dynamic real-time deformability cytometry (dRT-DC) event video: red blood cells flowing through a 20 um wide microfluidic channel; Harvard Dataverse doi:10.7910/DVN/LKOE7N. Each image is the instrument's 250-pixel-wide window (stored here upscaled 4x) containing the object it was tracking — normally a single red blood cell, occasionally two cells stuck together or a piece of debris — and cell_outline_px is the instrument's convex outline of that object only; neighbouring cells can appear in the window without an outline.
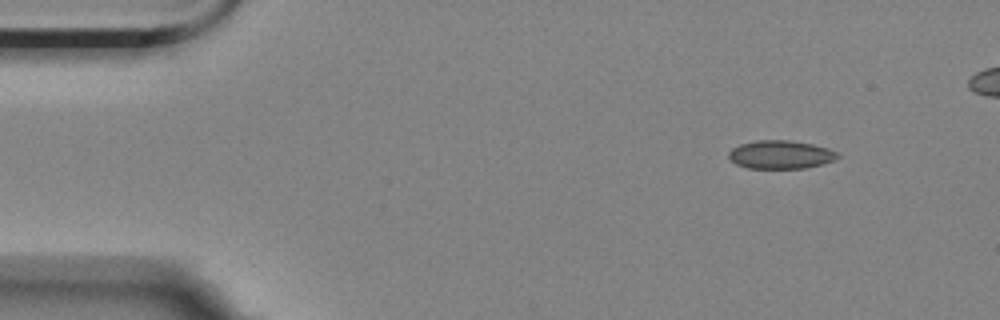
{"species": "Egyptian fruit bat (a non-hibernating species)", "species_latin": "Rousettus aegyptiacus", "temperature_condition": "room temperature", "stored_images_in_passage": 9, "segment_of_instrument_passage": [1, 2], "camera_frame_rate_fps": 3000, "um_per_image_px": 0.085, "animal": {"sex": "female"}, "frame": {"image": 1, "passage_image": 1, "time_ms": 0.0, "image_size_px": [1000, 320], "cell_outline_px": [[840, 156], [836, 160], [804, 168], [748, 168], [736, 164], [728, 156], [728, 152], [732, 148], [740, 144], [756, 140], [788, 140], [812, 144], [828, 148], [836, 152]], "centroid_in_image_um": [66.34, 13.13], "position_along_channel_um": 18.7, "area_um2": 17.92}}
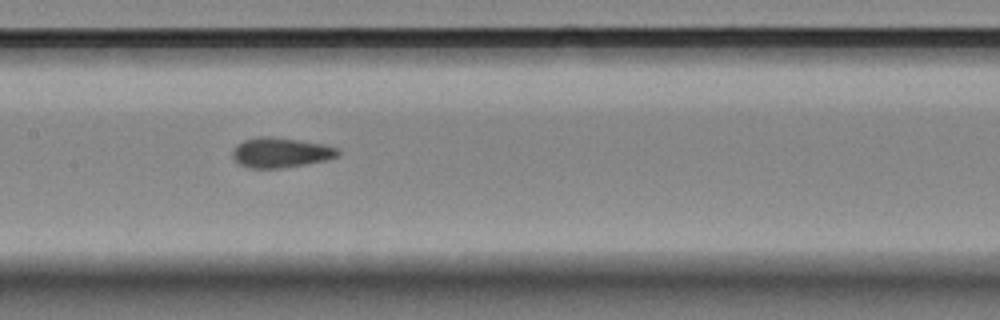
{"frame": {"image": 2, "passage_image": 7, "time_ms": 2.0, "image_size_px": [1000, 320], "cell_outline_px": [[340, 152], [336, 156], [324, 160], [284, 168], [248, 168], [240, 164], [232, 156], [232, 152], [236, 144], [244, 140], [260, 136], [268, 136], [324, 144], [336, 148]], "centroid_in_image_um": [23.81, 12.97], "position_along_channel_um": 183.6, "area_um2": 18.15}}
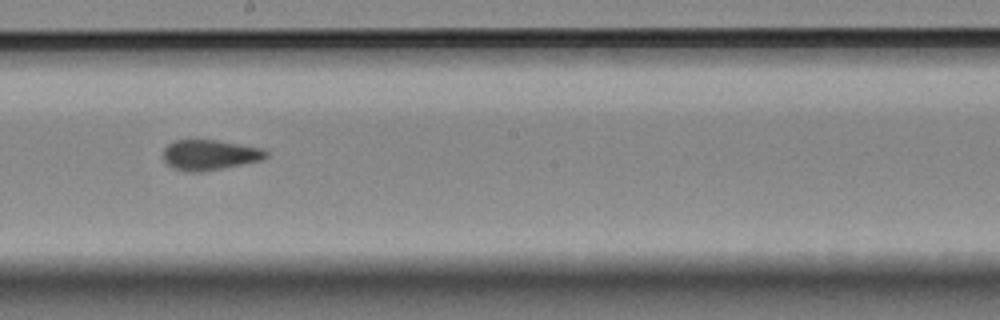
{"frame": {"image": 3, "passage_image": 8, "time_ms": 2.333, "image_size_px": [1000, 320], "cell_outline_px": [[268, 156], [260, 160], [200, 172], [188, 172], [172, 168], [164, 160], [164, 148], [168, 144], [176, 140], [216, 140], [260, 148], [268, 152]], "centroid_in_image_um": [17.78, 13.16], "position_along_channel_um": 230.4, "area_um2": 17.8}}